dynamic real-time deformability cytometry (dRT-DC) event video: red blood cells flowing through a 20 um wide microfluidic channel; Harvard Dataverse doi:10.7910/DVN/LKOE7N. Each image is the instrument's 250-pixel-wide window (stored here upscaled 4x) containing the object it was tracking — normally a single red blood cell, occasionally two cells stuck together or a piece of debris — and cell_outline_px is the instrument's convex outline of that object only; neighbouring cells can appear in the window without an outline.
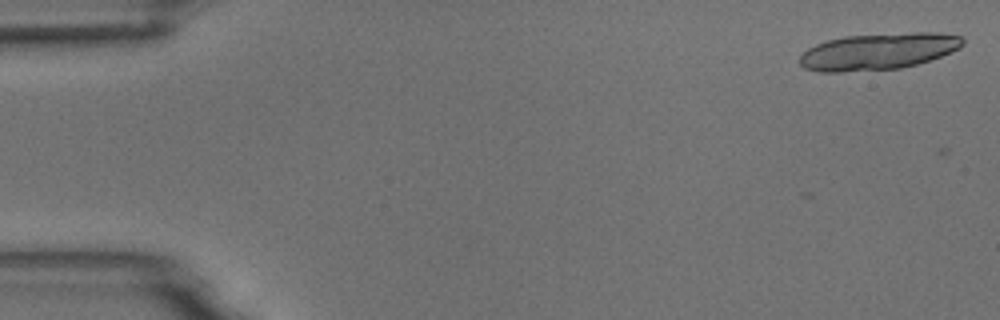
{"species": "common noctule bat (a hibernating species)", "species_latin": "Nyctalus noctula", "temperature_condition": "room temperature", "stored_images_in_passage": 6, "camera_frame_rate_fps": 3000, "um_per_image_px": 0.085, "animal": {"sex": "male", "body_mass_g": 18.8}, "frame": {"image": 1, "passage_image": 1, "time_ms": 0.0, "image_size_px": [1000, 320], "cell_outline_px": [[964, 44], [960, 48], [940, 56], [916, 64], [900, 68], [840, 72], [816, 72], [804, 68], [800, 64], [800, 56], [808, 48], [816, 44], [828, 40], [844, 36], [912, 32], [936, 32], [960, 36], [964, 40]], "centroid_in_image_um": [74.63, 4.37], "position_along_channel_um": 10.4, "area_um2": 34.74}}